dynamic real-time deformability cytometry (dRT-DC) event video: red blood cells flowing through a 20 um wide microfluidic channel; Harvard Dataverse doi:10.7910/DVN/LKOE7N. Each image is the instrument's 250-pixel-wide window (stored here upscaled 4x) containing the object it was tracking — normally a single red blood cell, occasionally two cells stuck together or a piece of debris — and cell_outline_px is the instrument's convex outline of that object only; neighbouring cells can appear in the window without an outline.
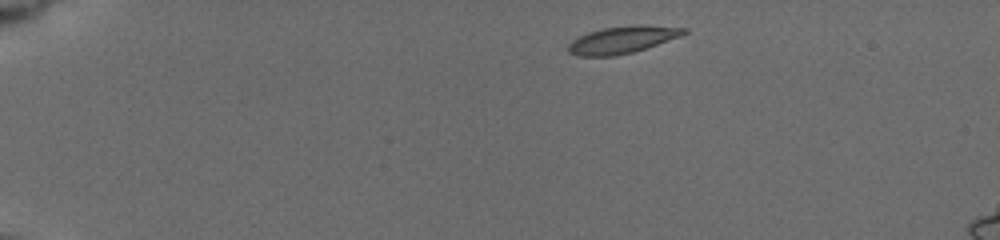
{"species": "common noctule bat (a hibernating species)", "species_latin": "Nyctalus noctula", "temperature_condition": "cold", "stored_images_in_passage": 21, "camera_frame_rate_fps": 3000, "um_per_image_px": 0.085, "animal": {"sex": "female", "body_mass_g": 19.5, "forearm_length_mm": 54.1}, "frame": {"image": 1, "passage_image": 1, "time_ms": 0.0, "image_size_px": [1000, 240], "cell_outline_px": [[688, 32], [680, 36], [632, 52], [616, 56], [580, 56], [568, 52], [568, 44], [572, 40], [588, 32], [604, 28], [632, 24], [636, 24], [688, 28]], "centroid_in_image_um": [52.89, 3.37], "position_along_channel_um": 32.1, "area_um2": 18.15}}
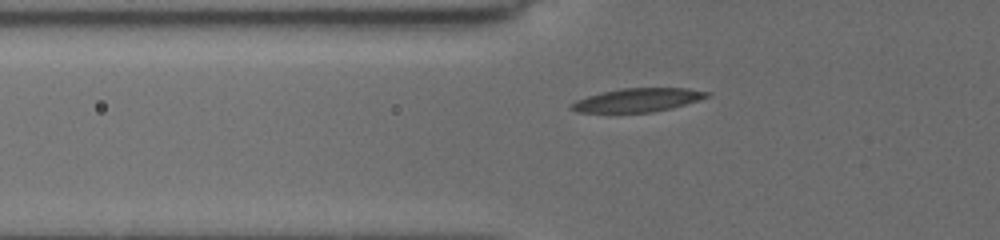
{"frame": {"image": 2, "passage_image": 16, "time_ms": 3.333, "image_size_px": [1000, 240], "cell_outline_px": [[712, 92], [708, 96], [672, 108], [652, 112], [576, 112], [568, 108], [568, 104], [576, 100], [600, 92], [624, 88], [688, 88]], "centroid_in_image_um": [54.14, 8.5], "position_along_channel_um": 71.7, "area_um2": 18.55}}
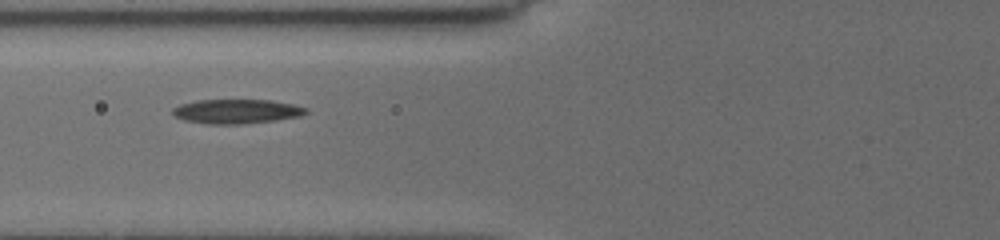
{"frame": {"image": 3, "passage_image": 20, "time_ms": 4.333, "image_size_px": [1000, 240], "cell_outline_px": [[308, 112], [300, 116], [276, 120], [240, 124], [208, 124], [184, 120], [176, 116], [172, 112], [172, 108], [180, 104], [196, 100], [272, 100], [292, 104], [308, 108]], "centroid_in_image_um": [20.11, 9.46], "position_along_channel_um": 105.7, "area_um2": 18.9}}